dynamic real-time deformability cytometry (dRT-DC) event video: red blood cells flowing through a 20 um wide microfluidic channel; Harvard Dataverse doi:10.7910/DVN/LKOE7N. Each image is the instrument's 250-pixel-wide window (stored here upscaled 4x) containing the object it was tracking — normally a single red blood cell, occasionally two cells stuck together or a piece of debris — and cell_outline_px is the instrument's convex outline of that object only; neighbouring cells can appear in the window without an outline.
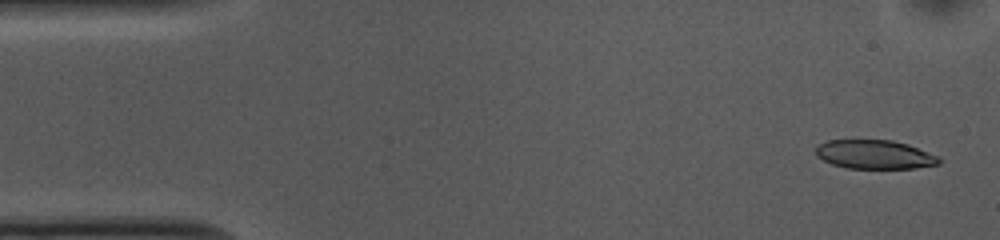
{"species": "common noctule bat (a hibernating species)", "species_latin": "Nyctalus noctula", "temperature_condition": "cold", "stored_images_in_passage": 52, "camera_frame_rate_fps": 3000, "um_per_image_px": 0.085, "animal": {"sex": "female", "body_mass_g": 10.0, "forearm_length_mm": 53.1}, "frame": {"image": 1, "passage_image": 2, "time_ms": 0.333, "image_size_px": [1000, 240], "cell_outline_px": [[940, 164], [916, 168], [848, 168], [832, 164], [816, 156], [816, 148], [820, 144], [828, 140], [892, 140], [908, 144], [940, 156]], "centroid_in_image_um": [74.38, 13.13], "position_along_channel_um": 10.6, "area_um2": 20.75}}
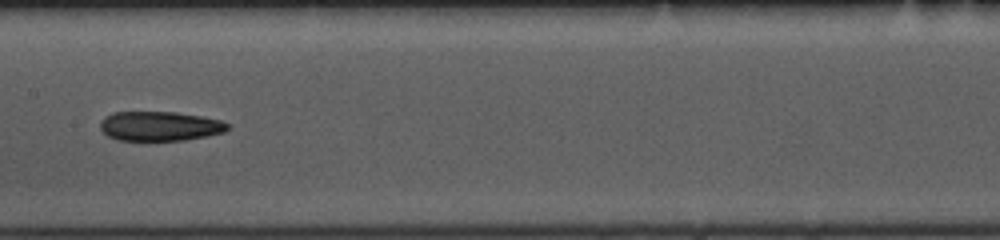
{"frame": {"image": 2, "passage_image": 25, "time_ms": 8.0, "image_size_px": [1000, 240], "cell_outline_px": [[228, 128], [224, 132], [208, 136], [184, 140], [116, 140], [108, 136], [100, 128], [100, 120], [104, 116], [112, 112], [176, 112], [200, 116], [220, 120], [228, 124]], "centroid_in_image_um": [13.55, 10.72], "position_along_channel_um": 193.9, "area_um2": 21.91}}
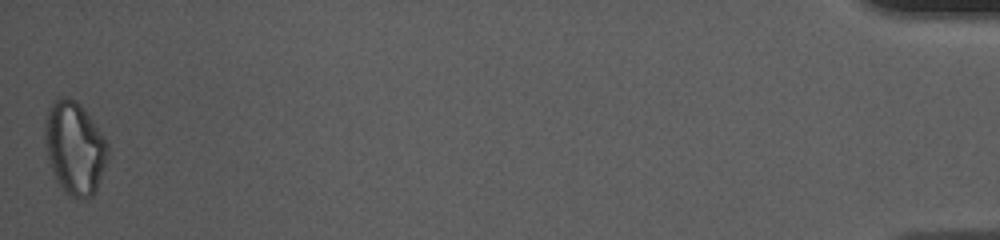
{"frame": {"image": 3, "passage_image": 52, "time_ms": 17.0, "image_size_px": [1000, 240], "cell_outline_px": [[108, 156], [96, 192], [92, 196], [84, 200], [72, 196], [64, 192], [56, 180], [48, 156], [44, 140], [44, 128], [48, 112], [52, 100], [56, 96], [68, 96], [76, 100], [80, 104], [100, 132], [108, 144]], "centroid_in_image_um": [6.34, 12.57], "position_along_channel_um": 428.9, "area_um2": 33.93}}